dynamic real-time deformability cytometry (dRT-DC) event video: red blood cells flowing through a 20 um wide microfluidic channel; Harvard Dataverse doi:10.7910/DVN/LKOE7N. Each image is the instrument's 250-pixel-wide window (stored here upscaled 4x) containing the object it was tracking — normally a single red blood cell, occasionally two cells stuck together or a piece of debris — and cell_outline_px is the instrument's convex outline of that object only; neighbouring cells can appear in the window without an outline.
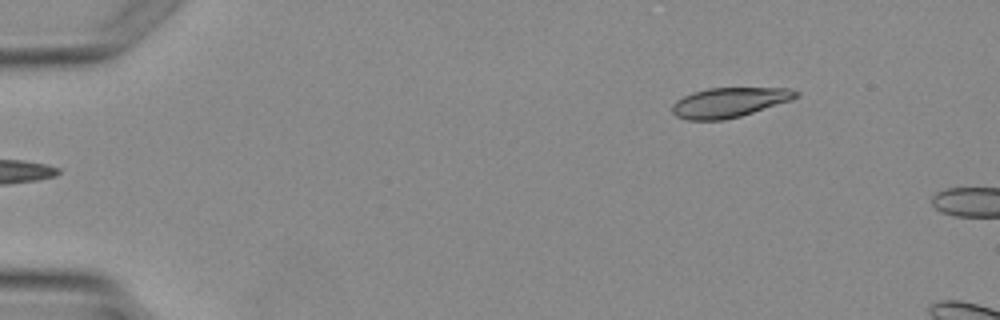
{"species": "Egyptian fruit bat (a non-hibernating species)", "species_latin": "Rousettus aegyptiacus", "temperature_condition": "warm", "stored_images_in_passage": 4, "segment_of_instrument_passage": [2, 2], "camera_frame_rate_fps": 3000, "um_per_image_px": 0.085, "animal": {"sex": "female"}, "frame": {"image": 1, "passage_image": 4, "time_ms": 3.667, "image_size_px": [1000, 320], "cell_outline_px": [[800, 96], [792, 100], [740, 116], [724, 120], [688, 120], [676, 116], [672, 112], [672, 104], [676, 100], [684, 96], [708, 88], [788, 88], [800, 92]], "centroid_in_image_um": [62.01, 8.71], "position_along_channel_um": 23.0, "area_um2": 21.39}}